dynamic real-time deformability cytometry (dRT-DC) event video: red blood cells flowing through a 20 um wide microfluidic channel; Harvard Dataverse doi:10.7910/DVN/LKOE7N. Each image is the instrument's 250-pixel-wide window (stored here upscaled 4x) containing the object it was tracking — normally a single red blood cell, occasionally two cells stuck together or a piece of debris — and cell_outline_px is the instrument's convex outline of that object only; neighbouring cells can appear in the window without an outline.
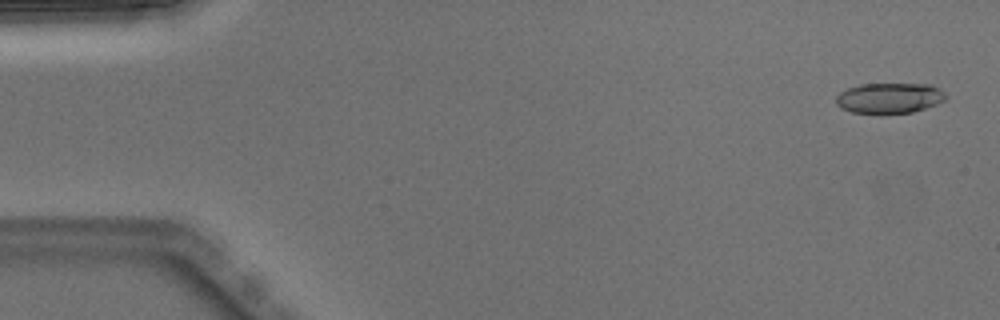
{"species": "Egyptian fruit bat (a non-hibernating species)", "species_latin": "Rousettus aegyptiacus", "temperature_condition": "warm", "stored_images_in_passage": 5, "camera_frame_rate_fps": 3000, "um_per_image_px": 0.085, "animal": {"sex": "male"}, "frame": {"image": 1, "passage_image": 1, "time_ms": 0.0, "image_size_px": [1000, 320], "cell_outline_px": [[948, 96], [944, 100], [936, 104], [912, 112], [852, 112], [840, 108], [836, 104], [836, 96], [840, 92], [848, 88], [860, 84], [932, 84], [944, 92]], "centroid_in_image_um": [75.6, 8.31], "position_along_channel_um": 9.4, "area_um2": 19.19}}